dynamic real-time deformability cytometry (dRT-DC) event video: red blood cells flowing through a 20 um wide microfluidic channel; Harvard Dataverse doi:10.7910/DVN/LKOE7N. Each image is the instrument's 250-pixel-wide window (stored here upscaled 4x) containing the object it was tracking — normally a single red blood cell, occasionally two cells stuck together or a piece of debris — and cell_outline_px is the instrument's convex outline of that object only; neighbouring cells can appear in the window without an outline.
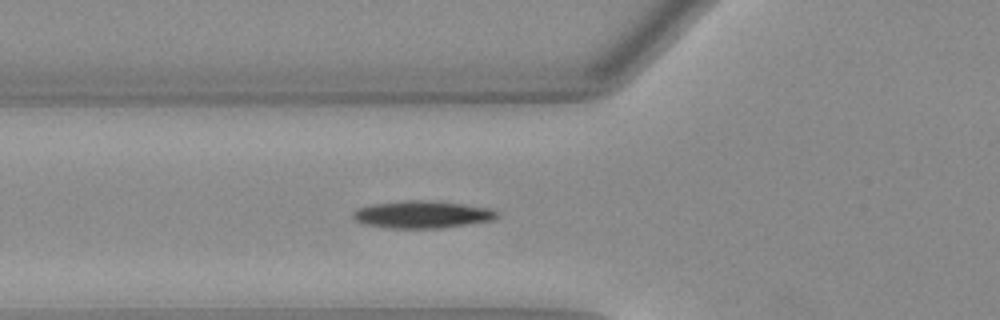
{"species": "Egyptian fruit bat (a non-hibernating species)", "species_latin": "Rousettus aegyptiacus", "temperature_condition": "warm", "stored_images_in_passage": 33, "camera_frame_rate_fps": 3000, "um_per_image_px": 0.085, "animal": {"sex": "female"}, "frame": {"image": 1, "passage_image": 2, "time_ms": 0.333, "image_size_px": [1000, 320], "cell_outline_px": [[500, 216], [496, 220], [444, 228], [384, 228], [360, 224], [352, 220], [352, 212], [356, 208], [368, 204], [412, 200], [464, 204], [492, 208], [500, 212]], "centroid_in_image_um": [35.87, 18.25], "position_along_channel_um": 89.9, "area_um2": 23.47}}
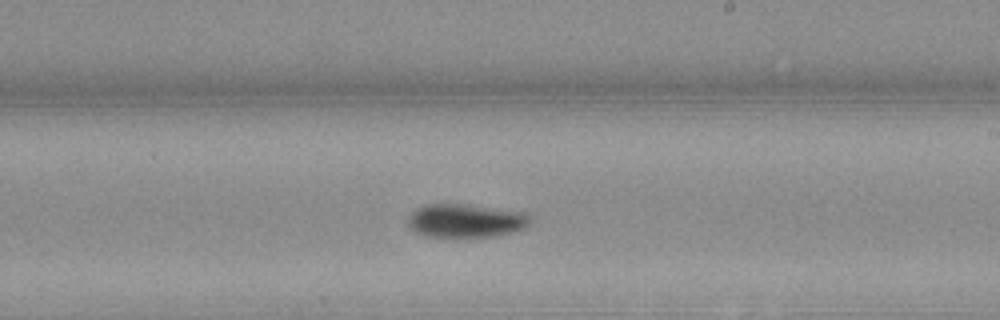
{"frame": {"image": 2, "passage_image": 14, "time_ms": 4.333, "image_size_px": [1000, 320], "cell_outline_px": [[532, 220], [524, 228], [516, 232], [500, 236], [456, 240], [440, 240], [424, 236], [416, 232], [408, 224], [408, 216], [416, 208], [424, 204], [460, 204], [528, 212]], "centroid_in_image_um": [39.58, 18.83], "position_along_channel_um": 249.4, "area_um2": 25.26}}
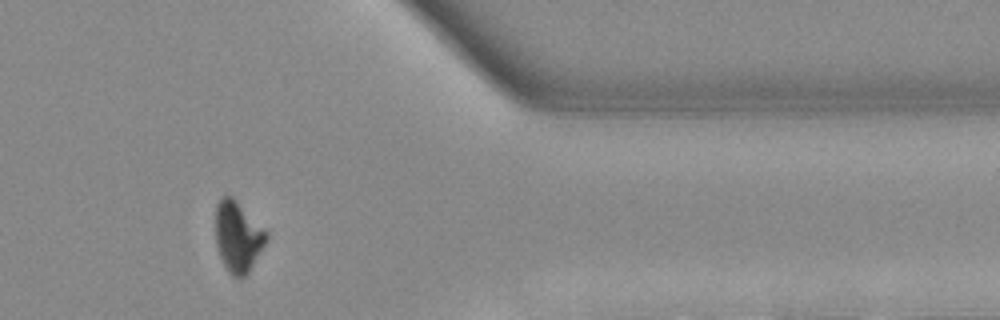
{"frame": {"image": 3, "passage_image": 26, "time_ms": 8.333, "image_size_px": [1000, 320], "cell_outline_px": [[268, 236], [264, 244], [248, 272], [240, 280], [232, 276], [228, 272], [220, 256], [216, 244], [216, 204], [224, 196], [232, 196], [268, 232]], "centroid_in_image_um": [20.21, 20.13], "position_along_channel_um": 391.2, "area_um2": 20.63}}